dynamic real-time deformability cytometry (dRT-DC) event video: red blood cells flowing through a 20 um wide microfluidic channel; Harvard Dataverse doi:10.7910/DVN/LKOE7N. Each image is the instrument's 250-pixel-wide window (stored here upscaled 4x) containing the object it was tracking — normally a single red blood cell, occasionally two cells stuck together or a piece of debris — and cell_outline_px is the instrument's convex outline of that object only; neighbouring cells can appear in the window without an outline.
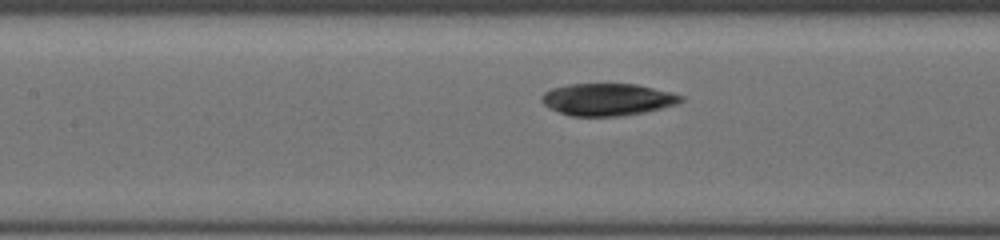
{"species": "common noctule bat (a hibernating species)", "species_latin": "Nyctalus noctula", "temperature_condition": "cold", "stored_images_in_passage": 19, "camera_frame_rate_fps": 3000, "um_per_image_px": 0.085, "animal": {"sex": "female", "body_mass_g": 19.5, "forearm_length_mm": 54.1}, "frame": {"image": 1, "passage_image": 11, "time_ms": 3.0, "image_size_px": [1000, 240], "cell_outline_px": [[684, 100], [676, 104], [644, 112], [620, 116], [572, 116], [560, 112], [544, 104], [540, 100], [544, 92], [552, 88], [568, 84], [636, 84], [672, 92], [684, 96]], "centroid_in_image_um": [51.65, 8.45], "position_along_channel_um": 155.7, "area_um2": 25.95}}
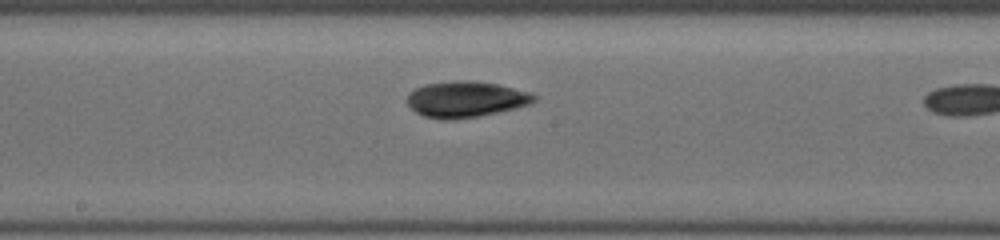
{"frame": {"image": 2, "passage_image": 16, "time_ms": 4.333, "image_size_px": [1000, 240], "cell_outline_px": [[536, 100], [532, 104], [480, 116], [456, 120], [440, 120], [424, 116], [416, 112], [408, 104], [408, 96], [416, 88], [428, 84], [452, 80], [472, 80], [500, 84], [528, 92], [536, 96]], "centroid_in_image_um": [39.62, 8.44], "position_along_channel_um": 208.6, "area_um2": 26.7}}